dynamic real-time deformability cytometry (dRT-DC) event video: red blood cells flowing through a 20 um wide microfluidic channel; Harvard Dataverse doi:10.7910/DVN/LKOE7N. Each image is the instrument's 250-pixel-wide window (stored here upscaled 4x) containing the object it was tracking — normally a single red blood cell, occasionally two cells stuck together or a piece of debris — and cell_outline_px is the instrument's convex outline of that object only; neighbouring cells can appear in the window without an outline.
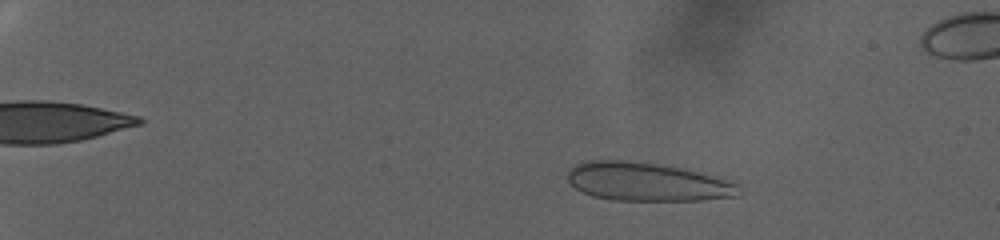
{"species": "human", "species_latin": "Homo sapiens", "temperature_condition": "warm", "stored_images_in_passage": 98, "camera_frame_rate_fps": 3000, "um_per_image_px": 0.085, "donor": {"sex": "female"}, "frame": {"image": 1, "passage_image": 19, "time_ms": 6.0, "image_size_px": [1000, 240], "cell_outline_px": [[740, 196], [700, 200], [612, 200], [592, 196], [576, 188], [568, 180], [568, 172], [576, 164], [588, 160], [624, 160], [664, 164], [724, 176], [736, 180]], "centroid_in_image_um": [55.12, 15.44], "position_along_channel_um": 29.9, "area_um2": 39.07}}
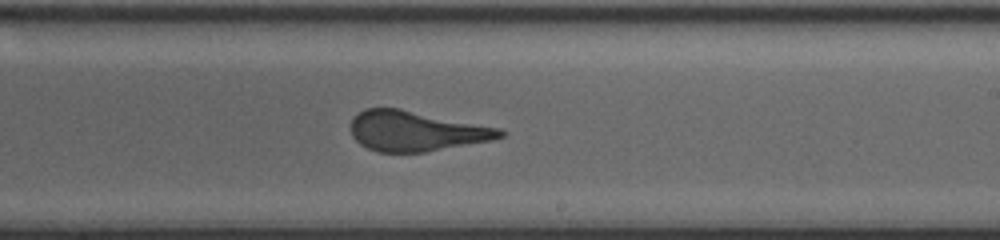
{"frame": {"image": 2, "passage_image": 66, "time_ms": 21.667, "image_size_px": [1000, 240], "cell_outline_px": [[504, 136], [492, 140], [424, 152], [376, 152], [360, 144], [352, 136], [348, 128], [352, 116], [364, 108], [400, 108], [500, 128], [504, 132]], "centroid_in_image_um": [35.29, 11.13], "position_along_channel_um": 253.7, "area_um2": 35.08}}
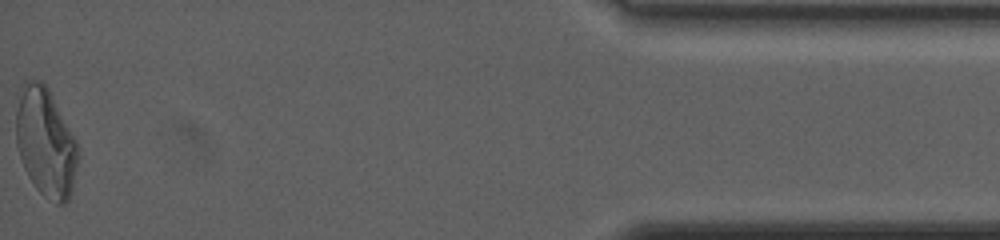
{"frame": {"image": 3, "passage_image": 98, "time_ms": 32.333, "image_size_px": [1000, 240], "cell_outline_px": [[80, 156], [72, 188], [68, 200], [64, 204], [56, 204], [44, 196], [36, 188], [28, 176], [24, 168], [16, 144], [16, 112], [20, 84], [28, 80], [40, 80], [48, 88], [76, 140]], "centroid_in_image_um": [3.87, 12.1], "position_along_channel_um": 431.3, "area_um2": 39.42}}